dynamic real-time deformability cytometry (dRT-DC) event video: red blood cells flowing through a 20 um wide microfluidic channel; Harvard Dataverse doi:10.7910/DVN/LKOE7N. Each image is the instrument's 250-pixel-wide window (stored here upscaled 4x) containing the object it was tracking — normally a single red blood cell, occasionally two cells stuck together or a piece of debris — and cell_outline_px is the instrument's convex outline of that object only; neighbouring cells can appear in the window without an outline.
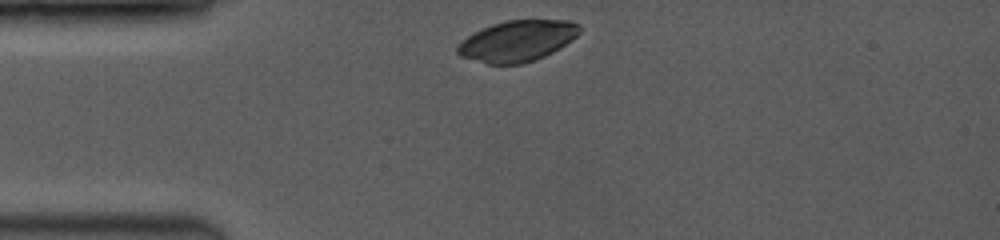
{"species": "common noctule bat (a hibernating species)", "species_latin": "Nyctalus noctula", "temperature_condition": "room temperature", "stored_images_in_passage": 35, "camera_frame_rate_fps": 3500, "um_per_image_px": 0.085, "animal": {"sex": "female", "body_mass_g": 19.0, "forearm_length_mm": 53.3}, "frame": {"image": 1, "passage_image": 1, "time_ms": 0.0, "image_size_px": [1000, 240], "cell_outline_px": [[580, 32], [572, 40], [552, 52], [544, 56], [520, 64], [488, 64], [460, 56], [456, 52], [456, 48], [468, 36], [492, 24], [508, 20], [568, 20], [580, 24]], "centroid_in_image_um": [43.99, 3.47], "position_along_channel_um": 41.0, "area_um2": 28.78}}
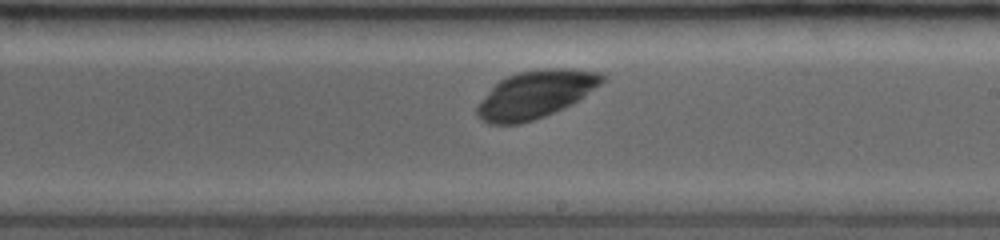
{"frame": {"image": 2, "passage_image": 25, "time_ms": 5.714, "image_size_px": [1000, 240], "cell_outline_px": [[604, 80], [600, 84], [572, 104], [544, 116], [520, 124], [488, 124], [480, 120], [476, 116], [476, 104], [500, 80], [516, 72], [544, 68], [564, 68], [600, 72], [604, 76]], "centroid_in_image_um": [45.47, 8.03], "position_along_channel_um": 243.5, "area_um2": 34.51}}
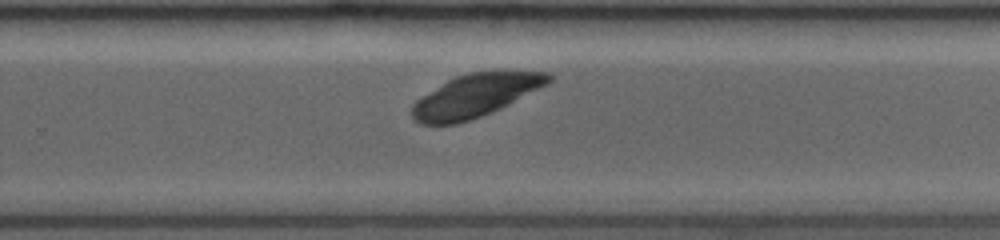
{"frame": {"image": 3, "passage_image": 30, "time_ms": 6.857, "image_size_px": [1000, 240], "cell_outline_px": [[552, 80], [548, 84], [500, 108], [480, 116], [456, 124], [420, 124], [412, 116], [412, 104], [420, 96], [448, 80], [456, 76], [468, 72], [548, 72], [552, 76]], "centroid_in_image_um": [40.37, 8.12], "position_along_channel_um": 289.4, "area_um2": 33.58}}